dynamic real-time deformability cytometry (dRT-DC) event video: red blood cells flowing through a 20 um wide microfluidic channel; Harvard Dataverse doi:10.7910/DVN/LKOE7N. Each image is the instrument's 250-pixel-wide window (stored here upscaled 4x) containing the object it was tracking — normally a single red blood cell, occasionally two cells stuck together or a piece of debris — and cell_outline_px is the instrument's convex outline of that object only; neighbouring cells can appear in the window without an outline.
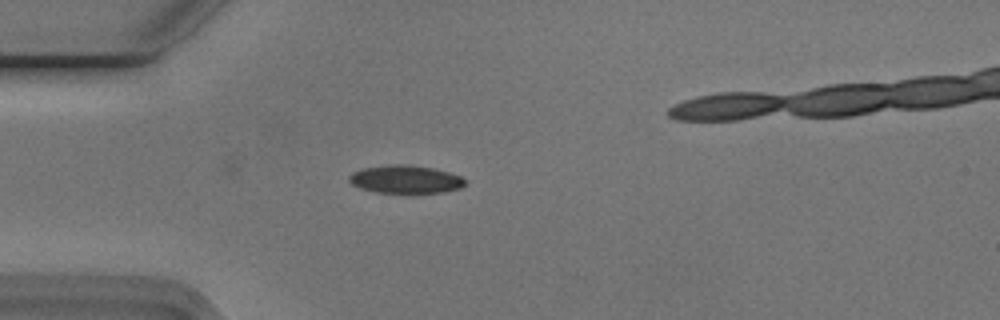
{"species": "Egyptian fruit bat (a non-hibernating species)", "species_latin": "Rousettus aegyptiacus", "temperature_condition": "cold", "stored_images_in_passage": 25, "camera_frame_rate_fps": 3000, "um_per_image_px": 0.085, "animal": {"sex": "male"}, "frame": {"image": 1, "passage_image": 15, "time_ms": 4.667, "image_size_px": [1000, 320], "cell_outline_px": [[468, 184], [460, 188], [444, 192], [376, 192], [360, 188], [352, 184], [348, 180], [348, 176], [352, 172], [360, 168], [388, 164], [408, 164], [432, 168], [448, 172], [460, 176], [468, 180]], "centroid_in_image_um": [34.46, 15.22], "position_along_channel_um": 50.5, "area_um2": 19.07}}
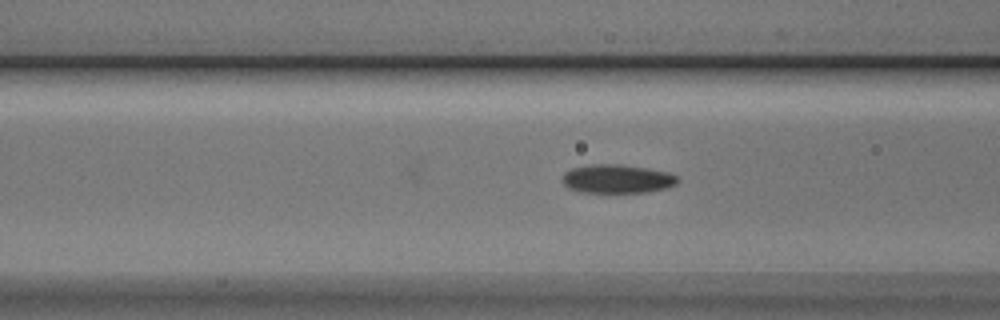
{"frame": {"image": 2, "passage_image": 21, "time_ms": 6.667, "image_size_px": [1000, 320], "cell_outline_px": [[680, 180], [676, 184], [668, 188], [648, 192], [584, 192], [568, 188], [560, 180], [564, 172], [572, 168], [592, 164], [620, 164], [648, 168], [668, 172], [680, 176]], "centroid_in_image_um": [52.49, 15.2], "position_along_channel_um": 114.1, "area_um2": 19.54}}
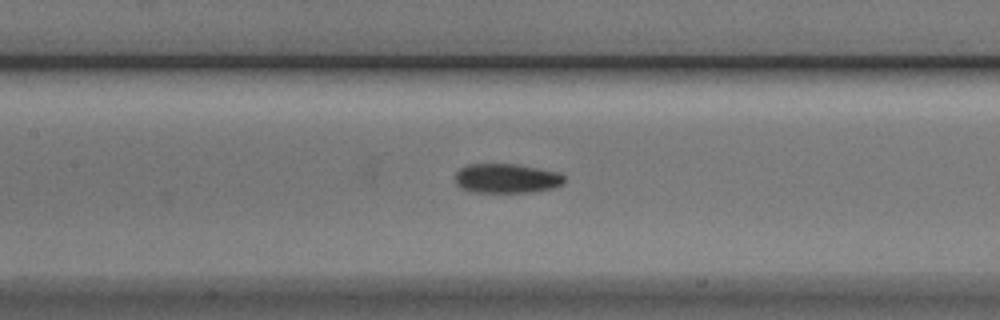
{"frame": {"image": 3, "passage_image": 25, "time_ms": 8.0, "image_size_px": [1000, 320], "cell_outline_px": [[564, 184], [552, 188], [532, 192], [468, 192], [460, 188], [456, 184], [456, 172], [460, 168], [468, 164], [516, 164], [560, 172], [564, 176]], "centroid_in_image_um": [43.05, 15.16], "position_along_channel_um": 164.3, "area_um2": 18.9}}